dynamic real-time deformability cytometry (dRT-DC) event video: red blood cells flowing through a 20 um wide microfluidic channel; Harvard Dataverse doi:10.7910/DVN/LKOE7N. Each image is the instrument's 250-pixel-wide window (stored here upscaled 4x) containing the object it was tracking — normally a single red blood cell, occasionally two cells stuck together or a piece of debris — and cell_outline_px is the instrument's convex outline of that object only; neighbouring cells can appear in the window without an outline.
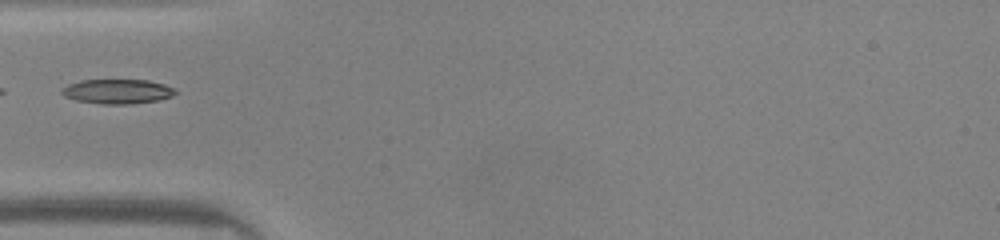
{"species": "common noctule bat (a hibernating species)", "species_latin": "Nyctalus noctula", "temperature_condition": "warm", "stored_images_in_passage": 32, "camera_frame_rate_fps": 3000, "um_per_image_px": 0.085, "animal": {"sex": "male", "body_mass_g": 20.0, "forearm_length_mm": 53.3}, "frame": {"image": 1, "passage_image": 1, "time_ms": 0.0, "image_size_px": [1000, 240], "cell_outline_px": [[176, 92], [172, 96], [160, 100], [128, 104], [100, 104], [76, 100], [64, 96], [60, 92], [60, 88], [68, 84], [80, 80], [148, 80], [164, 84], [176, 88]], "centroid_in_image_um": [9.96, 7.77], "position_along_channel_um": 75.0, "area_um2": 16.42}}